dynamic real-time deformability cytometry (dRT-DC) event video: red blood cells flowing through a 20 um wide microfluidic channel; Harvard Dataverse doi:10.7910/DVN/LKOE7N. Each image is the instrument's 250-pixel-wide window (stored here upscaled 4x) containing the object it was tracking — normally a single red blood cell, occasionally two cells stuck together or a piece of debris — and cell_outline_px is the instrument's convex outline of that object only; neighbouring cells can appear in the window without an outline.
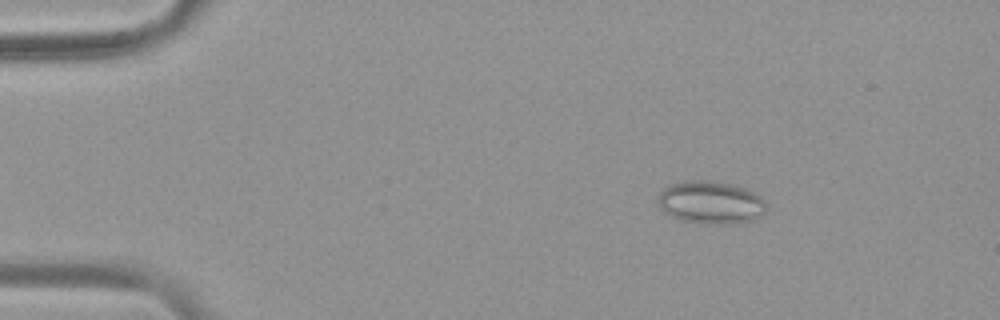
{"species": "common noctule bat (a hibernating species)", "species_latin": "Nyctalus noctula", "temperature_condition": "warm", "stored_images_in_passage": 54, "camera_frame_rate_fps": 3000, "um_per_image_px": 0.085, "animal": {"sex": "female", "body_mass_g": 19.9}, "frame": {"image": 1, "passage_image": 9, "time_ms": 2.667, "image_size_px": [1000, 320], "cell_outline_px": [[768, 204], [764, 212], [760, 216], [752, 220], [724, 224], [716, 224], [680, 220], [664, 212], [660, 208], [656, 200], [660, 192], [668, 184], [684, 180], [712, 180], [732, 184], [756, 192]], "centroid_in_image_um": [60.39, 17.18], "position_along_channel_um": 24.6, "area_um2": 27.28}}
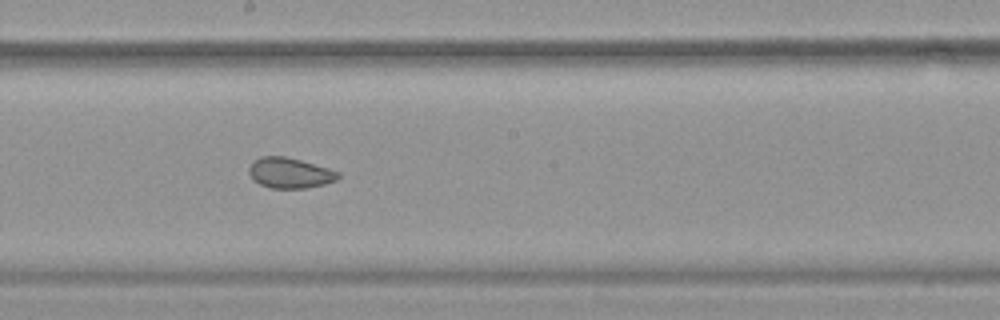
{"frame": {"image": 2, "passage_image": 31, "time_ms": 10.0, "image_size_px": [1000, 320], "cell_outline_px": [[340, 176], [336, 180], [324, 184], [304, 188], [268, 188], [252, 180], [248, 172], [248, 168], [260, 156], [284, 156], [300, 160], [328, 168], [340, 172]], "centroid_in_image_um": [24.61, 14.7], "position_along_channel_um": 223.6, "area_um2": 15.78}}
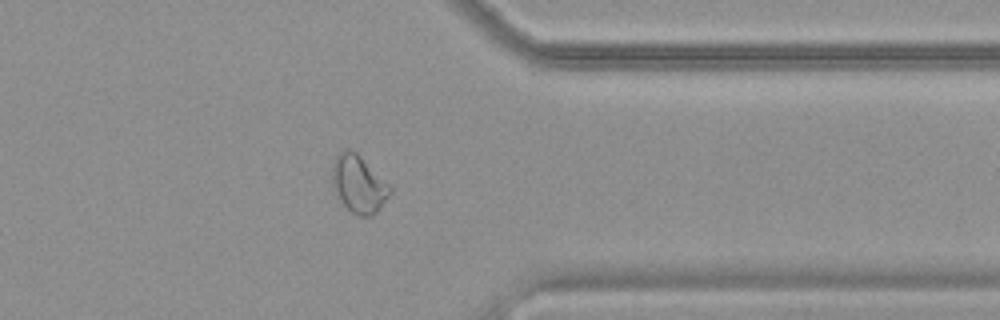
{"frame": {"image": 3, "passage_image": 44, "time_ms": 14.333, "image_size_px": [1000, 320], "cell_outline_px": [[392, 192], [380, 208], [372, 216], [356, 216], [344, 204], [332, 184], [332, 164], [336, 156], [344, 148], [348, 148], [356, 152], [392, 188]], "centroid_in_image_um": [30.48, 15.64], "position_along_channel_um": 380.9, "area_um2": 19.02}, "authors_computed_cell_mechanics": {"area_um2": 20.1144, "velocity_mm_per_s": 3.7791, "shape_relaxation_time_tau1_ms": null, "shape_relaxation_time_tau2_ms": 0.9245, "deformation_change_tau1": null, "deformation_change_tau2": 0.0459}}